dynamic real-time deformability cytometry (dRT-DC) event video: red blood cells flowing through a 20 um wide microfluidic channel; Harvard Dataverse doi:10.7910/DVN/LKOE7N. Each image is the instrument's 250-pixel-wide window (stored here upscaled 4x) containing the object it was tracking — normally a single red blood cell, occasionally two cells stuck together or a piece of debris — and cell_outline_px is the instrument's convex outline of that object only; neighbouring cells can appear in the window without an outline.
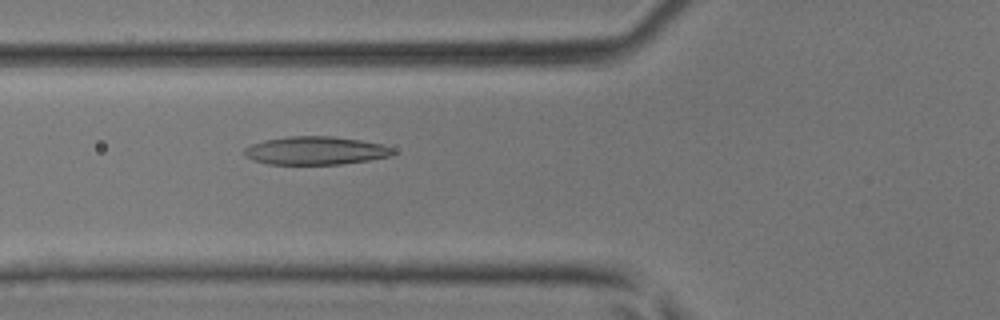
{"species": "common noctule bat (a hibernating species)", "species_latin": "Nyctalus noctula", "temperature_condition": "room temperature", "stored_images_in_passage": 31, "camera_frame_rate_fps": 3000, "um_per_image_px": 0.085, "animal": {"sex": "male", "body_mass_g": 17.9, "forearm_length_mm": 54.2}, "frame": {"image": 1, "passage_image": 3, "time_ms": 0.667, "image_size_px": [1000, 320], "cell_outline_px": [[396, 152], [392, 156], [368, 160], [340, 164], [268, 164], [252, 160], [244, 156], [244, 148], [252, 144], [264, 140], [288, 136], [332, 136], [360, 140], [380, 144], [392, 148]], "centroid_in_image_um": [26.8, 12.8], "position_along_channel_um": 99.0, "area_um2": 24.45}}
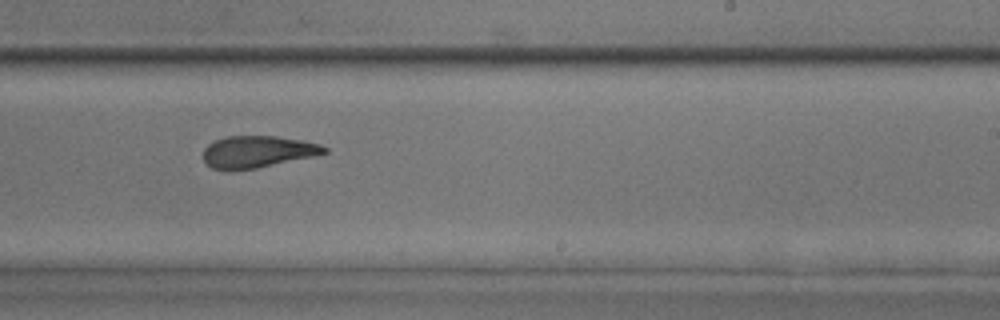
{"frame": {"image": 2, "passage_image": 14, "time_ms": 4.333, "image_size_px": [1000, 320], "cell_outline_px": [[328, 152], [312, 156], [256, 168], [212, 168], [204, 160], [204, 148], [208, 144], [216, 140], [228, 136], [276, 136], [304, 140], [320, 144], [328, 148]], "centroid_in_image_um": [21.93, 12.86], "position_along_channel_um": 267.1, "area_um2": 21.91}}
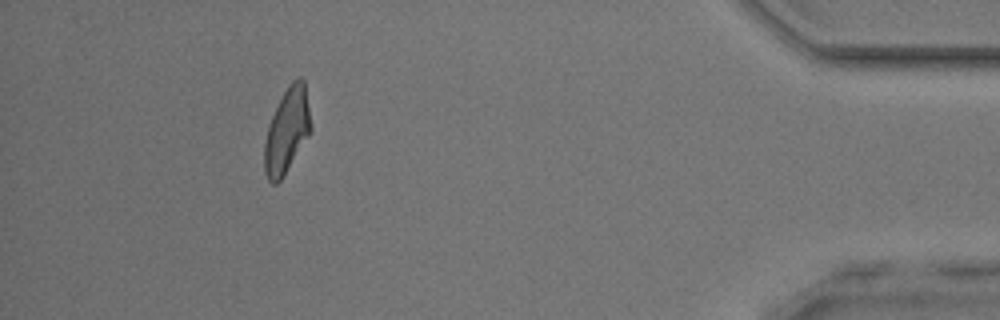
{"frame": {"image": 3, "passage_image": 27, "time_ms": 8.667, "image_size_px": [1000, 320], "cell_outline_px": [[312, 128], [308, 136], [284, 176], [276, 184], [272, 184], [268, 180], [264, 172], [264, 144], [268, 128], [272, 116], [288, 84], [292, 80], [300, 76], [304, 80], [312, 124]], "centroid_in_image_um": [24.4, 11.12], "position_along_channel_um": 410.8, "area_um2": 22.89}}